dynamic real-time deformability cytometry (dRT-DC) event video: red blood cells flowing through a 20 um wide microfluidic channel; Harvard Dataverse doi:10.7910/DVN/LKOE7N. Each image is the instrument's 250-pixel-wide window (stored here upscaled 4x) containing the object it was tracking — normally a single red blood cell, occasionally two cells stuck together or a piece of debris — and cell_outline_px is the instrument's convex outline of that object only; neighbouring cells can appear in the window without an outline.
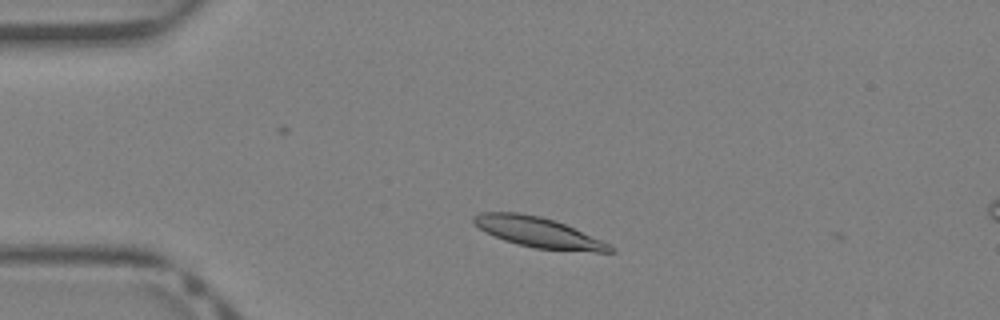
{"species": "Egyptian fruit bat (a non-hibernating species)", "species_latin": "Rousettus aegyptiacus", "temperature_condition": "warm", "stored_images_in_passage": 32, "camera_frame_rate_fps": 3000, "um_per_image_px": 0.085, "animal": {"sex": "female"}, "frame": {"image": 1, "passage_image": 1, "time_ms": 0.0, "image_size_px": [1000, 320], "cell_outline_px": [[616, 252], [596, 252], [536, 248], [504, 240], [480, 228], [472, 220], [472, 216], [480, 212], [520, 212], [540, 216], [556, 220], [600, 240], [616, 248]], "centroid_in_image_um": [45.76, 19.73], "position_along_channel_um": 39.2, "area_um2": 23.64}}
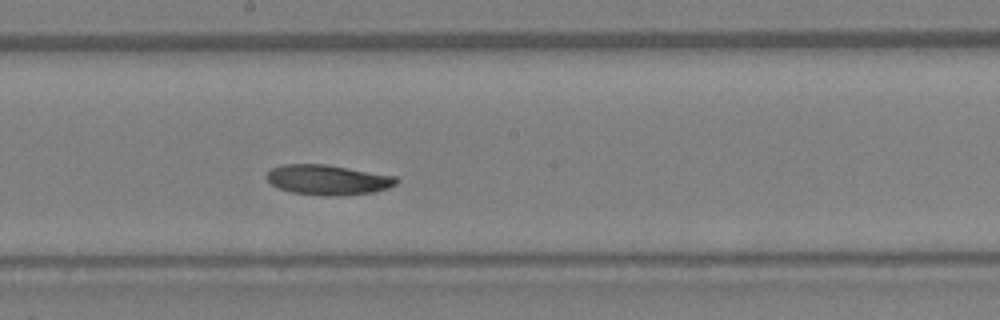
{"frame": {"image": 2, "passage_image": 14, "time_ms": 4.333, "image_size_px": [1000, 320], "cell_outline_px": [[400, 180], [396, 184], [388, 188], [372, 192], [336, 196], [324, 196], [292, 192], [280, 188], [272, 184], [268, 180], [268, 172], [272, 168], [284, 164], [324, 164], [396, 176]], "centroid_in_image_um": [27.9, 15.28], "position_along_channel_um": 220.3, "area_um2": 22.48}}
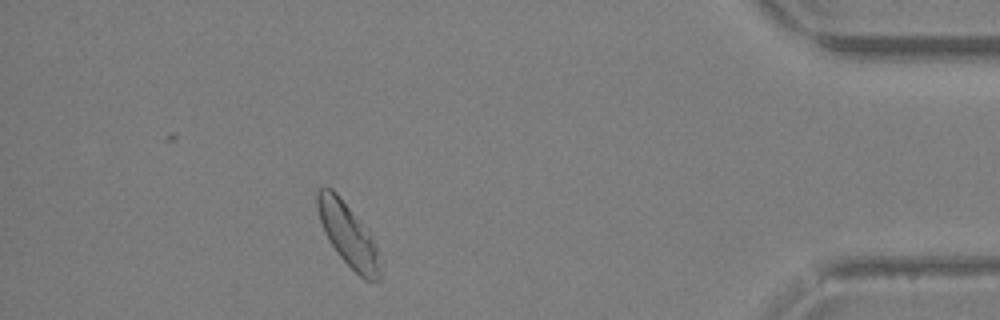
{"frame": {"image": 3, "passage_image": 28, "time_ms": 9.0, "image_size_px": [1000, 320], "cell_outline_px": [[384, 264], [380, 280], [364, 280], [340, 256], [328, 240], [324, 232], [320, 220], [316, 204], [316, 192], [320, 188], [332, 188], [336, 192], [372, 236], [384, 260]], "centroid_in_image_um": [29.65, 20.02], "position_along_channel_um": 405.5, "area_um2": 23.24}}